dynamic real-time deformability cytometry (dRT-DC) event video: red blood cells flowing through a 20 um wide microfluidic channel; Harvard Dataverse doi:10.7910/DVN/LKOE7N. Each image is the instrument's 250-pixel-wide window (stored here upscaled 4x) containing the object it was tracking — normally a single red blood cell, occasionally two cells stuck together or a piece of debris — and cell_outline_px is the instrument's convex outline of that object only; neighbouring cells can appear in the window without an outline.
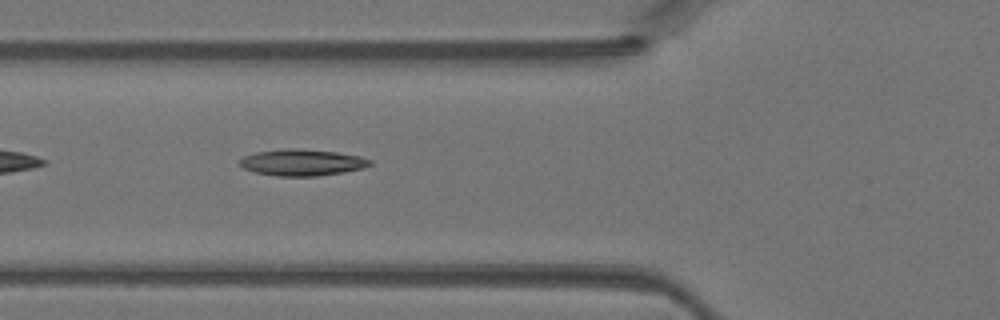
{"species": "Egyptian fruit bat (a non-hibernating species)", "species_latin": "Rousettus aegyptiacus", "temperature_condition": "warm", "stored_images_in_passage": 41, "camera_frame_rate_fps": 3000, "um_per_image_px": 0.085, "animal": {"sex": "female"}, "frame": {"image": 1, "passage_image": 16, "time_ms": 5.0, "image_size_px": [1000, 320], "cell_outline_px": [[372, 164], [364, 168], [344, 172], [316, 176], [276, 176], [256, 172], [244, 168], [240, 164], [240, 160], [244, 156], [256, 152], [288, 148], [296, 148], [336, 152], [360, 156], [372, 160]], "centroid_in_image_um": [25.71, 13.81], "position_along_channel_um": 100.1, "area_um2": 20.0}}
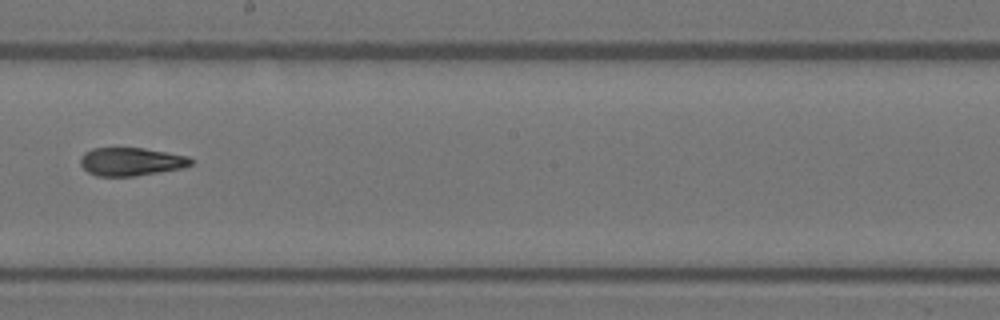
{"frame": {"image": 2, "passage_image": 25, "time_ms": 8.0, "image_size_px": [1000, 320], "cell_outline_px": [[192, 164], [184, 168], [136, 176], [96, 176], [88, 172], [80, 164], [80, 156], [84, 152], [92, 148], [144, 148], [188, 156], [192, 160]], "centroid_in_image_um": [11.13, 13.74], "position_along_channel_um": 237.1, "area_um2": 18.26}}
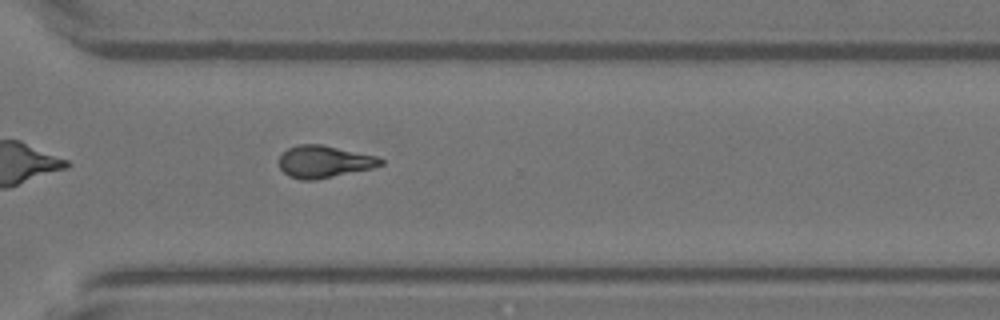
{"frame": {"image": 3, "passage_image": 32, "time_ms": 10.333, "image_size_px": [1000, 320], "cell_outline_px": [[384, 164], [372, 168], [316, 180], [300, 180], [288, 176], [280, 168], [280, 156], [288, 148], [300, 144], [320, 144], [376, 156], [384, 160]], "centroid_in_image_um": [27.55, 13.75], "position_along_channel_um": 343.1, "area_um2": 18.9}}